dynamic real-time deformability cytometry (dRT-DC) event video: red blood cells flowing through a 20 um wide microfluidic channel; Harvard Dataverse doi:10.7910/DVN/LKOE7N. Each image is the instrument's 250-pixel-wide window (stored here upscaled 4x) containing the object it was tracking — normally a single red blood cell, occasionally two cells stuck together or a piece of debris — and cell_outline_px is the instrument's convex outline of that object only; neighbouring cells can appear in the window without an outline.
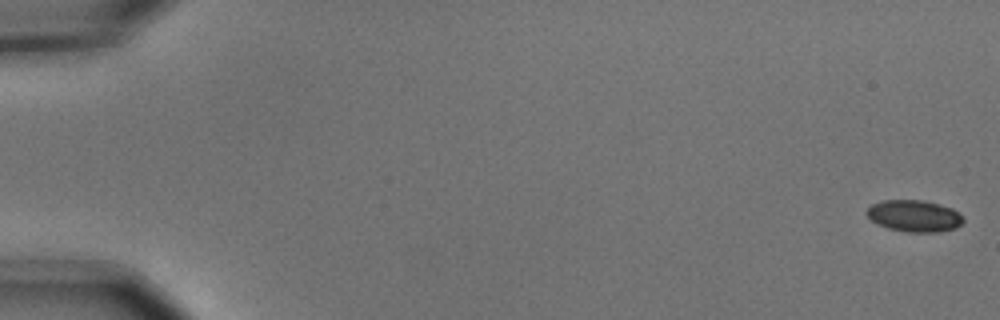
{"species": "common noctule bat (a hibernating species)", "species_latin": "Nyctalus noctula", "temperature_condition": "cold", "stored_images_in_passage": 5, "camera_frame_rate_fps": 3000, "um_per_image_px": 0.085, "animal": {"sex": "male", "body_mass_g": 15.6}, "frame": {"image": 1, "passage_image": 1, "time_ms": 0.0, "image_size_px": [1000, 320], "cell_outline_px": [[964, 220], [956, 228], [940, 232], [908, 232], [888, 228], [876, 224], [864, 212], [872, 204], [884, 200], [924, 200], [940, 204], [952, 208], [964, 216]], "centroid_in_image_um": [77.72, 18.35], "position_along_channel_um": 7.3, "area_um2": 17.98}}
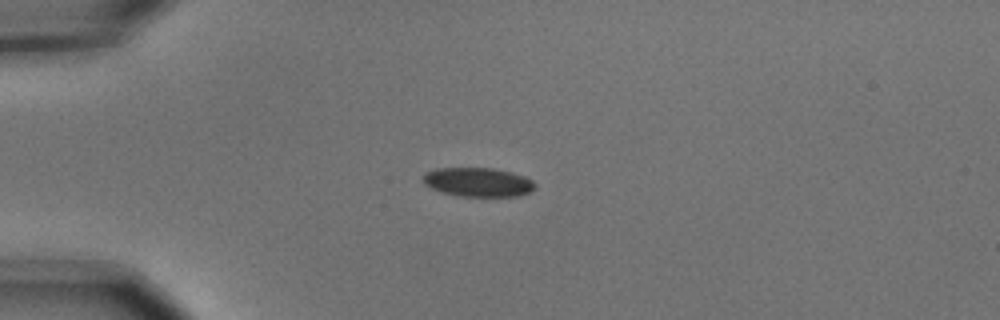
{"frame": {"image": 2, "passage_image": 5, "time_ms": 1.333, "image_size_px": [1000, 320], "cell_outline_px": [[536, 188], [528, 192], [516, 196], [460, 196], [440, 192], [424, 184], [424, 172], [436, 168], [492, 168], [512, 172], [524, 176], [532, 180], [536, 184]], "centroid_in_image_um": [40.63, 15.47], "position_along_channel_um": 44.4, "area_um2": 18.96}}